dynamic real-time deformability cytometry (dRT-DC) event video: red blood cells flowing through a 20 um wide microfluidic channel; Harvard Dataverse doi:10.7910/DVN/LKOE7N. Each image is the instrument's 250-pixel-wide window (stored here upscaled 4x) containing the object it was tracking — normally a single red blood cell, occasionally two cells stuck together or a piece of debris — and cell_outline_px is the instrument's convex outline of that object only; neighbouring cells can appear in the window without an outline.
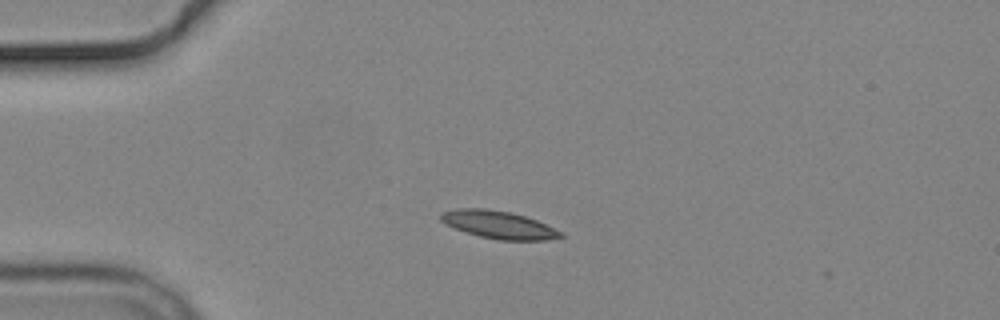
{"species": "common noctule bat (a hibernating species)", "species_latin": "Nyctalus noctula", "temperature_condition": "cold", "stored_images_in_passage": 4, "camera_frame_rate_fps": 3000, "um_per_image_px": 0.085, "animal": {"sex": "male", "body_mass_g": 19.2, "forearm_length_mm": 51.8}, "frame": {"image": 1, "passage_image": 3, "time_ms": 2.333, "image_size_px": [1000, 320], "cell_outline_px": [[568, 236], [548, 240], [496, 240], [480, 236], [444, 224], [440, 220], [440, 212], [460, 208], [484, 208], [508, 212], [524, 216], [536, 220], [564, 232]], "centroid_in_image_um": [42.42, 19.11], "position_along_channel_um": 42.6, "area_um2": 19.36}}